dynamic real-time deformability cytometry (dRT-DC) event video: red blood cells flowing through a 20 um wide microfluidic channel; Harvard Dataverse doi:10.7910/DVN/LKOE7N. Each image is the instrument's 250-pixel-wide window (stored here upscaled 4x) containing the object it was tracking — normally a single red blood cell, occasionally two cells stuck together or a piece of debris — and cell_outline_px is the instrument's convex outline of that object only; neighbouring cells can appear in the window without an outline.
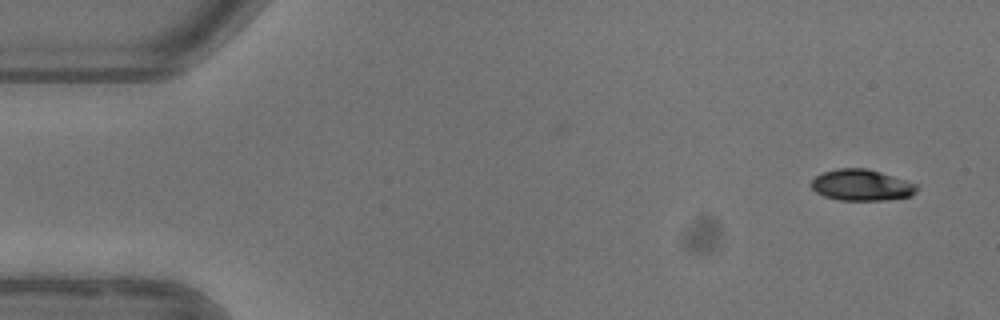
{"species": "common noctule bat (a hibernating species)", "species_latin": "Nyctalus noctula", "temperature_condition": "warm", "stored_images_in_passage": 5, "camera_frame_rate_fps": 3000, "um_per_image_px": 0.085, "animal": {"sex": "female"}, "frame": {"image": 1, "passage_image": 1, "time_ms": 0.0, "image_size_px": [1000, 320], "cell_outline_px": [[920, 184], [916, 192], [912, 196], [888, 200], [840, 200], [824, 196], [816, 192], [808, 184], [816, 176], [824, 172], [840, 168], [868, 168]], "centroid_in_image_um": [73.27, 15.73], "position_along_channel_um": 11.7, "area_um2": 19.48}}
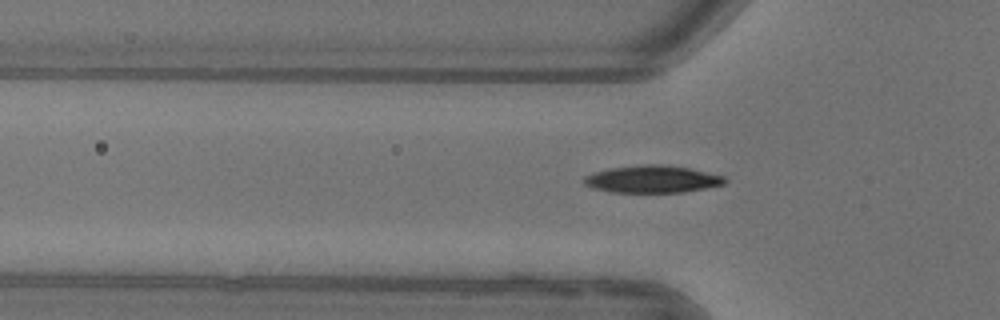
{"frame": {"image": 2, "passage_image": 5, "time_ms": 4.667, "image_size_px": [1000, 320], "cell_outline_px": [[728, 180], [724, 184], [684, 192], [612, 192], [592, 188], [584, 184], [584, 176], [596, 172], [612, 168], [644, 164], [664, 164], [688, 168], [724, 176]], "centroid_in_image_um": [55.45, 15.23], "position_along_channel_um": 70.3, "area_um2": 22.2}}